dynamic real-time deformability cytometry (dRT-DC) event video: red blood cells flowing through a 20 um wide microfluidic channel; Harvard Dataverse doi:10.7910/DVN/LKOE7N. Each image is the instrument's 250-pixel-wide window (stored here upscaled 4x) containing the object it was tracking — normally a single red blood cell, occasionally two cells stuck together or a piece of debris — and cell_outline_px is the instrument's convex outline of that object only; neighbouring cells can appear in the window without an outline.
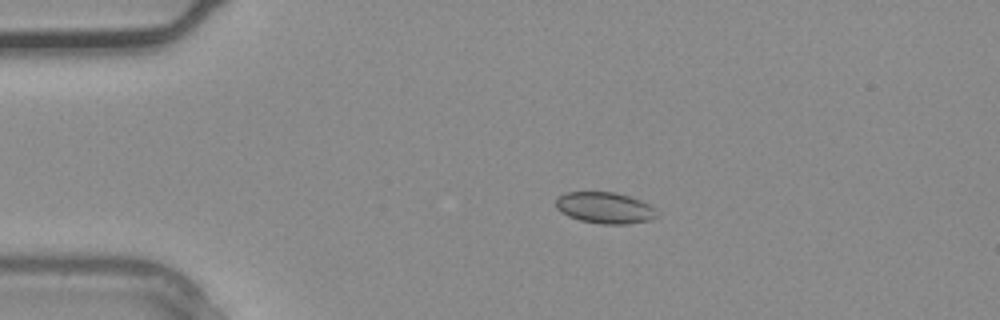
{"species": "common noctule bat (a hibernating species)", "species_latin": "Nyctalus noctula", "temperature_condition": "warm", "stored_images_in_passage": 4, "camera_frame_rate_fps": 3000, "um_per_image_px": 0.085, "animal": {"sex": "male", "body_mass_g": 20.4}, "frame": {"image": 1, "passage_image": 3, "time_ms": 0.667, "image_size_px": [1000, 320], "cell_outline_px": [[656, 216], [648, 220], [628, 224], [600, 224], [580, 220], [568, 216], [560, 212], [556, 208], [556, 196], [564, 192], [616, 192], [640, 200], [648, 204], [652, 208]], "centroid_in_image_um": [51.32, 17.66], "position_along_channel_um": 33.7, "area_um2": 18.32}}
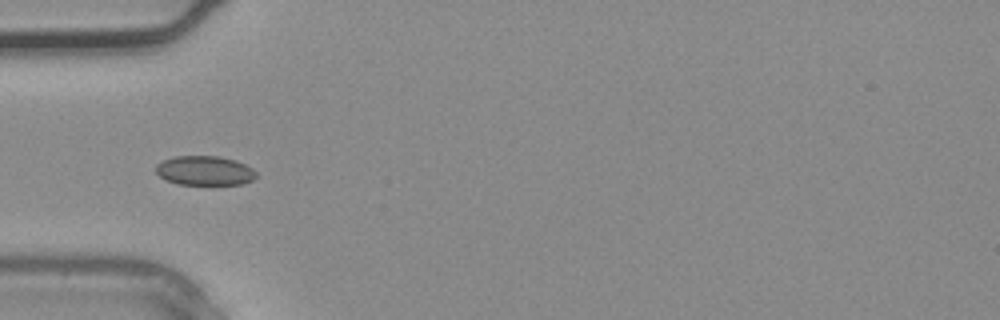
{"frame": {"image": 2, "passage_image": 4, "time_ms": 1.0, "image_size_px": [1000, 320], "cell_outline_px": [[256, 176], [252, 180], [240, 184], [176, 184], [164, 180], [156, 172], [156, 164], [164, 160], [176, 156], [220, 156], [236, 160], [252, 168], [256, 172]], "centroid_in_image_um": [17.38, 14.5], "position_along_channel_um": 67.6, "area_um2": 17.17}}